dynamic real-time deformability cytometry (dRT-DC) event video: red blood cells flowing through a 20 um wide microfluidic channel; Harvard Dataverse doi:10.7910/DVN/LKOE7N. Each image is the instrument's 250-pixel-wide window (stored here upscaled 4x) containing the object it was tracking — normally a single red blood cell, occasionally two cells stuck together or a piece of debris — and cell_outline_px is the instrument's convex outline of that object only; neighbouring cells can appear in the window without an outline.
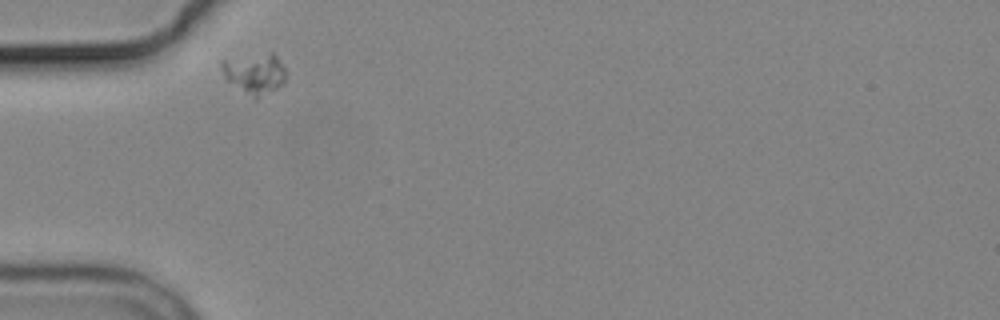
{"species": "common noctule bat (a hibernating species)", "species_latin": "Nyctalus noctula", "temperature_condition": "cold", "stored_images_in_passage": 2, "camera_frame_rate_fps": 3000, "um_per_image_px": 0.085, "animal": {"sex": "male", "body_mass_g": 19.2, "forearm_length_mm": 51.8}, "frame": {"image": 1, "passage_image": 1, "time_ms": 0.0, "image_size_px": [1000, 320], "cell_outline_px": [[284, 80], [276, 88], [256, 100], [228, 80], [224, 76], [220, 64], [220, 60], [272, 52], [276, 56], [284, 68]], "centroid_in_image_um": [21.62, 6.24], "position_along_channel_um": 63.4, "area_um2": 14.74}}